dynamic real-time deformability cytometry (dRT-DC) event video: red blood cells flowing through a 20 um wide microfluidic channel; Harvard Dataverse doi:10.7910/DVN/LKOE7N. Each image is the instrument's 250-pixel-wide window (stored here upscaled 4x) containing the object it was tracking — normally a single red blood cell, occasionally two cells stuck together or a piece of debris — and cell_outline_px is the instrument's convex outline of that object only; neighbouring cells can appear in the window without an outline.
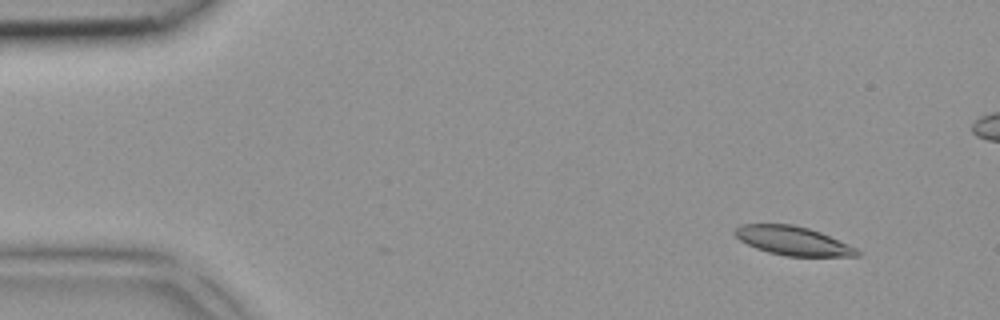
{"species": "common noctule bat (a hibernating species)", "species_latin": "Nyctalus noctula", "temperature_condition": "room temperature", "stored_images_in_passage": 4, "camera_frame_rate_fps": 3000, "um_per_image_px": 0.085, "animal": {"sex": "female", "body_mass_g": 18.4}, "frame": {"image": 1, "passage_image": 1, "time_ms": 0.0, "image_size_px": [1000, 320], "cell_outline_px": [[860, 256], [784, 256], [768, 252], [756, 248], [740, 240], [732, 232], [740, 224], [792, 224], [808, 228], [820, 232], [856, 248], [860, 252]], "centroid_in_image_um": [67.37, 20.46], "position_along_channel_um": 17.6, "area_um2": 20.4}}